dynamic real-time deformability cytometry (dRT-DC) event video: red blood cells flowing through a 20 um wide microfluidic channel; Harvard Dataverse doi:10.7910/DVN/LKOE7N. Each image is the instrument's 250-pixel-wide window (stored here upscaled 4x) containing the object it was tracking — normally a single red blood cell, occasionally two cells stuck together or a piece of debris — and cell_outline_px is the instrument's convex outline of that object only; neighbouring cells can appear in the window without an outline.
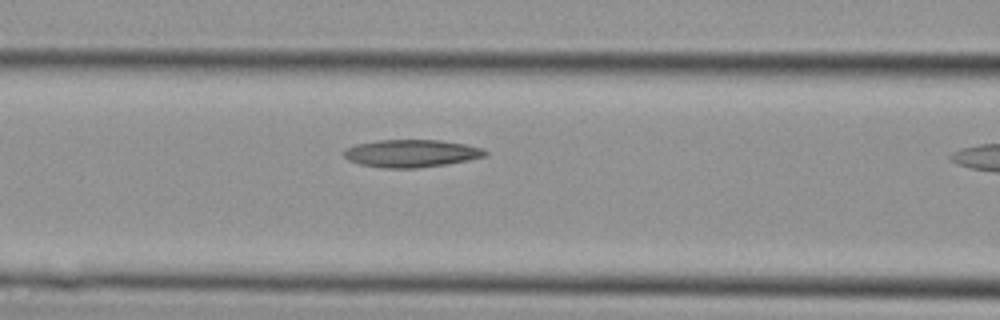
{"species": "Egyptian fruit bat (a non-hibernating species)", "species_latin": "Rousettus aegyptiacus", "temperature_condition": "cold", "stored_images_in_passage": 5, "camera_frame_rate_fps": 3000, "um_per_image_px": 0.085, "animal": {"sex": "female"}, "frame": {"image": 1, "passage_image": 4, "time_ms": 1.0, "image_size_px": [1000, 320], "cell_outline_px": [[488, 152], [484, 156], [468, 160], [444, 164], [416, 168], [380, 168], [360, 164], [348, 160], [340, 152], [344, 148], [356, 144], [376, 140], [440, 140], [464, 144], [480, 148]], "centroid_in_image_um": [34.86, 13.03], "position_along_channel_um": 131.7, "area_um2": 22.72}}